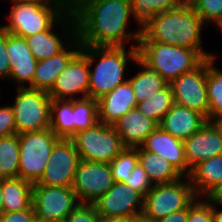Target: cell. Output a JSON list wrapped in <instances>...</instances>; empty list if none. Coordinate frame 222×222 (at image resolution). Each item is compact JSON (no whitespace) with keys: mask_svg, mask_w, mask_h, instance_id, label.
I'll use <instances>...</instances> for the list:
<instances>
[{"mask_svg":"<svg viewBox=\"0 0 222 222\" xmlns=\"http://www.w3.org/2000/svg\"><path fill=\"white\" fill-rule=\"evenodd\" d=\"M60 138L50 129L19 134L18 177L35 184L48 164L52 147Z\"/></svg>","mask_w":222,"mask_h":222,"instance_id":"obj_6","label":"cell"},{"mask_svg":"<svg viewBox=\"0 0 222 222\" xmlns=\"http://www.w3.org/2000/svg\"><path fill=\"white\" fill-rule=\"evenodd\" d=\"M70 139L80 159L89 162L110 163L126 148L114 127L99 121L76 132Z\"/></svg>","mask_w":222,"mask_h":222,"instance_id":"obj_7","label":"cell"},{"mask_svg":"<svg viewBox=\"0 0 222 222\" xmlns=\"http://www.w3.org/2000/svg\"><path fill=\"white\" fill-rule=\"evenodd\" d=\"M135 64L141 67V71L139 70L128 81L132 86L135 99L139 103L163 89L168 82L157 71L151 70L140 59Z\"/></svg>","mask_w":222,"mask_h":222,"instance_id":"obj_27","label":"cell"},{"mask_svg":"<svg viewBox=\"0 0 222 222\" xmlns=\"http://www.w3.org/2000/svg\"><path fill=\"white\" fill-rule=\"evenodd\" d=\"M143 150L156 153L172 164L184 177H188V165L185 159L184 142L159 126L152 131L140 145Z\"/></svg>","mask_w":222,"mask_h":222,"instance_id":"obj_19","label":"cell"},{"mask_svg":"<svg viewBox=\"0 0 222 222\" xmlns=\"http://www.w3.org/2000/svg\"><path fill=\"white\" fill-rule=\"evenodd\" d=\"M131 46L127 52L125 46H81L80 51L90 65L89 98L98 100L128 80L124 76L128 61L135 63L139 59L138 44ZM97 59L98 63L92 70L91 66Z\"/></svg>","mask_w":222,"mask_h":222,"instance_id":"obj_3","label":"cell"},{"mask_svg":"<svg viewBox=\"0 0 222 222\" xmlns=\"http://www.w3.org/2000/svg\"><path fill=\"white\" fill-rule=\"evenodd\" d=\"M50 129L59 138L70 139L74 135L73 100H51Z\"/></svg>","mask_w":222,"mask_h":222,"instance_id":"obj_28","label":"cell"},{"mask_svg":"<svg viewBox=\"0 0 222 222\" xmlns=\"http://www.w3.org/2000/svg\"><path fill=\"white\" fill-rule=\"evenodd\" d=\"M136 106L132 86L127 80L97 100L98 121L112 126Z\"/></svg>","mask_w":222,"mask_h":222,"instance_id":"obj_20","label":"cell"},{"mask_svg":"<svg viewBox=\"0 0 222 222\" xmlns=\"http://www.w3.org/2000/svg\"><path fill=\"white\" fill-rule=\"evenodd\" d=\"M71 9L82 45L125 46L131 39L139 44L141 27L133 33L126 30L133 18L130 0H76Z\"/></svg>","mask_w":222,"mask_h":222,"instance_id":"obj_1","label":"cell"},{"mask_svg":"<svg viewBox=\"0 0 222 222\" xmlns=\"http://www.w3.org/2000/svg\"><path fill=\"white\" fill-rule=\"evenodd\" d=\"M125 222H151L150 220H148L146 217H144L143 215H139L133 218H127L125 219Z\"/></svg>","mask_w":222,"mask_h":222,"instance_id":"obj_46","label":"cell"},{"mask_svg":"<svg viewBox=\"0 0 222 222\" xmlns=\"http://www.w3.org/2000/svg\"><path fill=\"white\" fill-rule=\"evenodd\" d=\"M50 222H66L65 220H57V221H50Z\"/></svg>","mask_w":222,"mask_h":222,"instance_id":"obj_51","label":"cell"},{"mask_svg":"<svg viewBox=\"0 0 222 222\" xmlns=\"http://www.w3.org/2000/svg\"><path fill=\"white\" fill-rule=\"evenodd\" d=\"M90 65L87 57L79 51L58 75L48 92L55 100H77L88 97ZM76 94L82 97L75 98Z\"/></svg>","mask_w":222,"mask_h":222,"instance_id":"obj_15","label":"cell"},{"mask_svg":"<svg viewBox=\"0 0 222 222\" xmlns=\"http://www.w3.org/2000/svg\"><path fill=\"white\" fill-rule=\"evenodd\" d=\"M6 50L11 68L9 79L18 84V88H32V80L38 61L32 54L25 38L17 37L6 31Z\"/></svg>","mask_w":222,"mask_h":222,"instance_id":"obj_18","label":"cell"},{"mask_svg":"<svg viewBox=\"0 0 222 222\" xmlns=\"http://www.w3.org/2000/svg\"><path fill=\"white\" fill-rule=\"evenodd\" d=\"M185 178L186 181L181 178L172 183L153 185L144 197L142 215L154 222L186 209L197 196L188 177Z\"/></svg>","mask_w":222,"mask_h":222,"instance_id":"obj_8","label":"cell"},{"mask_svg":"<svg viewBox=\"0 0 222 222\" xmlns=\"http://www.w3.org/2000/svg\"><path fill=\"white\" fill-rule=\"evenodd\" d=\"M130 3L133 17L140 27L150 17L180 5L176 0H130Z\"/></svg>","mask_w":222,"mask_h":222,"instance_id":"obj_32","label":"cell"},{"mask_svg":"<svg viewBox=\"0 0 222 222\" xmlns=\"http://www.w3.org/2000/svg\"><path fill=\"white\" fill-rule=\"evenodd\" d=\"M213 122L216 124V126L219 128V130L222 133V117H219L218 119L214 120Z\"/></svg>","mask_w":222,"mask_h":222,"instance_id":"obj_48","label":"cell"},{"mask_svg":"<svg viewBox=\"0 0 222 222\" xmlns=\"http://www.w3.org/2000/svg\"><path fill=\"white\" fill-rule=\"evenodd\" d=\"M201 17L190 4H180L176 8L150 17L141 25L139 41H157L162 44L182 46L199 51L205 58L215 55L203 50Z\"/></svg>","mask_w":222,"mask_h":222,"instance_id":"obj_2","label":"cell"},{"mask_svg":"<svg viewBox=\"0 0 222 222\" xmlns=\"http://www.w3.org/2000/svg\"><path fill=\"white\" fill-rule=\"evenodd\" d=\"M115 183L109 163L81 160L75 172L72 189L80 203L93 204Z\"/></svg>","mask_w":222,"mask_h":222,"instance_id":"obj_13","label":"cell"},{"mask_svg":"<svg viewBox=\"0 0 222 222\" xmlns=\"http://www.w3.org/2000/svg\"><path fill=\"white\" fill-rule=\"evenodd\" d=\"M63 37L65 41L60 39L52 27L50 30L34 34L25 38L32 54L37 61L48 59L62 52L77 37V25L72 9L62 17ZM68 37V38H67ZM68 42L67 45H65Z\"/></svg>","mask_w":222,"mask_h":222,"instance_id":"obj_16","label":"cell"},{"mask_svg":"<svg viewBox=\"0 0 222 222\" xmlns=\"http://www.w3.org/2000/svg\"><path fill=\"white\" fill-rule=\"evenodd\" d=\"M211 204L222 205V182L214 186L205 196Z\"/></svg>","mask_w":222,"mask_h":222,"instance_id":"obj_42","label":"cell"},{"mask_svg":"<svg viewBox=\"0 0 222 222\" xmlns=\"http://www.w3.org/2000/svg\"><path fill=\"white\" fill-rule=\"evenodd\" d=\"M207 121L201 113L174 103L158 125L175 138L185 141L199 131Z\"/></svg>","mask_w":222,"mask_h":222,"instance_id":"obj_22","label":"cell"},{"mask_svg":"<svg viewBox=\"0 0 222 222\" xmlns=\"http://www.w3.org/2000/svg\"><path fill=\"white\" fill-rule=\"evenodd\" d=\"M135 149L138 152V162L153 185L172 183L183 177L170 162L159 157L156 153L143 150L140 146Z\"/></svg>","mask_w":222,"mask_h":222,"instance_id":"obj_26","label":"cell"},{"mask_svg":"<svg viewBox=\"0 0 222 222\" xmlns=\"http://www.w3.org/2000/svg\"><path fill=\"white\" fill-rule=\"evenodd\" d=\"M16 124L11 105L0 107V138L15 135Z\"/></svg>","mask_w":222,"mask_h":222,"instance_id":"obj_39","label":"cell"},{"mask_svg":"<svg viewBox=\"0 0 222 222\" xmlns=\"http://www.w3.org/2000/svg\"><path fill=\"white\" fill-rule=\"evenodd\" d=\"M144 197L129 184L115 182L93 204L102 219H127L142 215Z\"/></svg>","mask_w":222,"mask_h":222,"instance_id":"obj_14","label":"cell"},{"mask_svg":"<svg viewBox=\"0 0 222 222\" xmlns=\"http://www.w3.org/2000/svg\"><path fill=\"white\" fill-rule=\"evenodd\" d=\"M190 5L204 24L208 21L215 22L217 27L222 24V0H191Z\"/></svg>","mask_w":222,"mask_h":222,"instance_id":"obj_35","label":"cell"},{"mask_svg":"<svg viewBox=\"0 0 222 222\" xmlns=\"http://www.w3.org/2000/svg\"><path fill=\"white\" fill-rule=\"evenodd\" d=\"M73 122L74 134L97 123V100L89 97L73 100Z\"/></svg>","mask_w":222,"mask_h":222,"instance_id":"obj_33","label":"cell"},{"mask_svg":"<svg viewBox=\"0 0 222 222\" xmlns=\"http://www.w3.org/2000/svg\"><path fill=\"white\" fill-rule=\"evenodd\" d=\"M138 163L137 150L135 148H125L109 163L114 181L125 183Z\"/></svg>","mask_w":222,"mask_h":222,"instance_id":"obj_34","label":"cell"},{"mask_svg":"<svg viewBox=\"0 0 222 222\" xmlns=\"http://www.w3.org/2000/svg\"><path fill=\"white\" fill-rule=\"evenodd\" d=\"M138 53L139 59L151 70L157 71L168 83L197 68L206 59L194 49L157 41H139Z\"/></svg>","mask_w":222,"mask_h":222,"instance_id":"obj_4","label":"cell"},{"mask_svg":"<svg viewBox=\"0 0 222 222\" xmlns=\"http://www.w3.org/2000/svg\"><path fill=\"white\" fill-rule=\"evenodd\" d=\"M3 212L29 209L33 200V184L21 178H1Z\"/></svg>","mask_w":222,"mask_h":222,"instance_id":"obj_25","label":"cell"},{"mask_svg":"<svg viewBox=\"0 0 222 222\" xmlns=\"http://www.w3.org/2000/svg\"><path fill=\"white\" fill-rule=\"evenodd\" d=\"M52 98L47 91L29 87L17 88L14 105L16 134L50 128Z\"/></svg>","mask_w":222,"mask_h":222,"instance_id":"obj_9","label":"cell"},{"mask_svg":"<svg viewBox=\"0 0 222 222\" xmlns=\"http://www.w3.org/2000/svg\"><path fill=\"white\" fill-rule=\"evenodd\" d=\"M133 189L139 192L143 197L146 196L148 191L153 187L148 175L138 163L130 174V178L125 181Z\"/></svg>","mask_w":222,"mask_h":222,"instance_id":"obj_38","label":"cell"},{"mask_svg":"<svg viewBox=\"0 0 222 222\" xmlns=\"http://www.w3.org/2000/svg\"><path fill=\"white\" fill-rule=\"evenodd\" d=\"M71 4L73 3V2H75L76 0H68Z\"/></svg>","mask_w":222,"mask_h":222,"instance_id":"obj_52","label":"cell"},{"mask_svg":"<svg viewBox=\"0 0 222 222\" xmlns=\"http://www.w3.org/2000/svg\"><path fill=\"white\" fill-rule=\"evenodd\" d=\"M33 205L26 210L3 212L0 214V222H36Z\"/></svg>","mask_w":222,"mask_h":222,"instance_id":"obj_40","label":"cell"},{"mask_svg":"<svg viewBox=\"0 0 222 222\" xmlns=\"http://www.w3.org/2000/svg\"><path fill=\"white\" fill-rule=\"evenodd\" d=\"M81 42L76 37L62 52L37 62L32 80V89L49 92L58 75L66 68L70 60L81 50ZM69 49V50H68Z\"/></svg>","mask_w":222,"mask_h":222,"instance_id":"obj_21","label":"cell"},{"mask_svg":"<svg viewBox=\"0 0 222 222\" xmlns=\"http://www.w3.org/2000/svg\"><path fill=\"white\" fill-rule=\"evenodd\" d=\"M179 4H190L191 0H176Z\"/></svg>","mask_w":222,"mask_h":222,"instance_id":"obj_50","label":"cell"},{"mask_svg":"<svg viewBox=\"0 0 222 222\" xmlns=\"http://www.w3.org/2000/svg\"><path fill=\"white\" fill-rule=\"evenodd\" d=\"M81 161L71 139L60 138L52 147V152L44 173L33 185L51 187H72L75 172Z\"/></svg>","mask_w":222,"mask_h":222,"instance_id":"obj_12","label":"cell"},{"mask_svg":"<svg viewBox=\"0 0 222 222\" xmlns=\"http://www.w3.org/2000/svg\"><path fill=\"white\" fill-rule=\"evenodd\" d=\"M79 203L72 187L33 185L32 205L39 222L65 220Z\"/></svg>","mask_w":222,"mask_h":222,"instance_id":"obj_10","label":"cell"},{"mask_svg":"<svg viewBox=\"0 0 222 222\" xmlns=\"http://www.w3.org/2000/svg\"><path fill=\"white\" fill-rule=\"evenodd\" d=\"M101 222H125V219H102Z\"/></svg>","mask_w":222,"mask_h":222,"instance_id":"obj_49","label":"cell"},{"mask_svg":"<svg viewBox=\"0 0 222 222\" xmlns=\"http://www.w3.org/2000/svg\"><path fill=\"white\" fill-rule=\"evenodd\" d=\"M19 135L0 138V178H18Z\"/></svg>","mask_w":222,"mask_h":222,"instance_id":"obj_31","label":"cell"},{"mask_svg":"<svg viewBox=\"0 0 222 222\" xmlns=\"http://www.w3.org/2000/svg\"><path fill=\"white\" fill-rule=\"evenodd\" d=\"M212 222H222V210H217L216 205H213Z\"/></svg>","mask_w":222,"mask_h":222,"instance_id":"obj_45","label":"cell"},{"mask_svg":"<svg viewBox=\"0 0 222 222\" xmlns=\"http://www.w3.org/2000/svg\"><path fill=\"white\" fill-rule=\"evenodd\" d=\"M169 84L174 103L197 111L208 120L207 58L197 68L181 74Z\"/></svg>","mask_w":222,"mask_h":222,"instance_id":"obj_11","label":"cell"},{"mask_svg":"<svg viewBox=\"0 0 222 222\" xmlns=\"http://www.w3.org/2000/svg\"><path fill=\"white\" fill-rule=\"evenodd\" d=\"M154 222H187V208L157 219Z\"/></svg>","mask_w":222,"mask_h":222,"instance_id":"obj_43","label":"cell"},{"mask_svg":"<svg viewBox=\"0 0 222 222\" xmlns=\"http://www.w3.org/2000/svg\"><path fill=\"white\" fill-rule=\"evenodd\" d=\"M188 179L197 197H204L214 186L222 182V154L198 163L190 171Z\"/></svg>","mask_w":222,"mask_h":222,"instance_id":"obj_24","label":"cell"},{"mask_svg":"<svg viewBox=\"0 0 222 222\" xmlns=\"http://www.w3.org/2000/svg\"><path fill=\"white\" fill-rule=\"evenodd\" d=\"M214 58H207L208 121L222 117V71L216 68Z\"/></svg>","mask_w":222,"mask_h":222,"instance_id":"obj_29","label":"cell"},{"mask_svg":"<svg viewBox=\"0 0 222 222\" xmlns=\"http://www.w3.org/2000/svg\"><path fill=\"white\" fill-rule=\"evenodd\" d=\"M213 204L205 197H197L187 207V222H212Z\"/></svg>","mask_w":222,"mask_h":222,"instance_id":"obj_36","label":"cell"},{"mask_svg":"<svg viewBox=\"0 0 222 222\" xmlns=\"http://www.w3.org/2000/svg\"><path fill=\"white\" fill-rule=\"evenodd\" d=\"M101 220L95 205L88 203H79L65 219L66 222H101Z\"/></svg>","mask_w":222,"mask_h":222,"instance_id":"obj_37","label":"cell"},{"mask_svg":"<svg viewBox=\"0 0 222 222\" xmlns=\"http://www.w3.org/2000/svg\"><path fill=\"white\" fill-rule=\"evenodd\" d=\"M7 55L6 31L0 26V78L9 80L11 68Z\"/></svg>","mask_w":222,"mask_h":222,"instance_id":"obj_41","label":"cell"},{"mask_svg":"<svg viewBox=\"0 0 222 222\" xmlns=\"http://www.w3.org/2000/svg\"><path fill=\"white\" fill-rule=\"evenodd\" d=\"M13 6L8 22L0 25L5 31L17 37L26 38L62 25V17L72 5H43L35 2L11 0Z\"/></svg>","mask_w":222,"mask_h":222,"instance_id":"obj_5","label":"cell"},{"mask_svg":"<svg viewBox=\"0 0 222 222\" xmlns=\"http://www.w3.org/2000/svg\"><path fill=\"white\" fill-rule=\"evenodd\" d=\"M3 213V196H2V190H1V178H0V214Z\"/></svg>","mask_w":222,"mask_h":222,"instance_id":"obj_47","label":"cell"},{"mask_svg":"<svg viewBox=\"0 0 222 222\" xmlns=\"http://www.w3.org/2000/svg\"><path fill=\"white\" fill-rule=\"evenodd\" d=\"M174 105V97L171 85L168 83L163 89L155 92L152 96L137 103V109L146 117L156 121L158 124L166 113Z\"/></svg>","mask_w":222,"mask_h":222,"instance_id":"obj_30","label":"cell"},{"mask_svg":"<svg viewBox=\"0 0 222 222\" xmlns=\"http://www.w3.org/2000/svg\"><path fill=\"white\" fill-rule=\"evenodd\" d=\"M22 2H35L43 5H72L68 0H18Z\"/></svg>","mask_w":222,"mask_h":222,"instance_id":"obj_44","label":"cell"},{"mask_svg":"<svg viewBox=\"0 0 222 222\" xmlns=\"http://www.w3.org/2000/svg\"><path fill=\"white\" fill-rule=\"evenodd\" d=\"M121 137L126 148L139 147L146 137L159 125L153 119L143 115L137 107L125 113L112 125Z\"/></svg>","mask_w":222,"mask_h":222,"instance_id":"obj_23","label":"cell"},{"mask_svg":"<svg viewBox=\"0 0 222 222\" xmlns=\"http://www.w3.org/2000/svg\"><path fill=\"white\" fill-rule=\"evenodd\" d=\"M184 142L188 176L198 163L222 154V133L214 122L205 125Z\"/></svg>","mask_w":222,"mask_h":222,"instance_id":"obj_17","label":"cell"},{"mask_svg":"<svg viewBox=\"0 0 222 222\" xmlns=\"http://www.w3.org/2000/svg\"><path fill=\"white\" fill-rule=\"evenodd\" d=\"M218 28L222 31V24Z\"/></svg>","mask_w":222,"mask_h":222,"instance_id":"obj_53","label":"cell"}]
</instances>
